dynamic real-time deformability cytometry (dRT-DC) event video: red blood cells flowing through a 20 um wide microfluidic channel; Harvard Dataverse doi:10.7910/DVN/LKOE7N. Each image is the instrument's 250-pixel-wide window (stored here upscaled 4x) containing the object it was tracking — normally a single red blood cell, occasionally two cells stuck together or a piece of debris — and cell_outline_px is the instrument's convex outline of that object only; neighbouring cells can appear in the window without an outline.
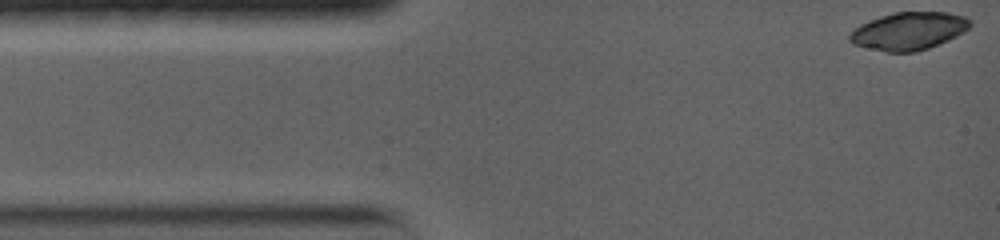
{"species": "common noctule bat (a hibernating species)", "species_latin": "Nyctalus noctula", "temperature_condition": "warm", "stored_images_in_passage": 4, "camera_frame_rate_fps": 5000, "um_per_image_px": 0.085, "animal": {"sex": "female", "body_mass_g": 19.0, "forearm_length_mm": 56.7}, "frame": {"image": 1, "passage_image": 1, "time_ms": 0.0, "image_size_px": [1000, 240], "cell_outline_px": [[972, 24], [964, 32], [948, 40], [928, 48], [916, 52], [888, 52], [852, 44], [848, 40], [848, 36], [860, 24], [880, 16], [896, 12], [948, 12], [964, 16], [972, 20]], "centroid_in_image_um": [77.26, 2.63], "position_along_channel_um": 7.7, "area_um2": 26.41}}